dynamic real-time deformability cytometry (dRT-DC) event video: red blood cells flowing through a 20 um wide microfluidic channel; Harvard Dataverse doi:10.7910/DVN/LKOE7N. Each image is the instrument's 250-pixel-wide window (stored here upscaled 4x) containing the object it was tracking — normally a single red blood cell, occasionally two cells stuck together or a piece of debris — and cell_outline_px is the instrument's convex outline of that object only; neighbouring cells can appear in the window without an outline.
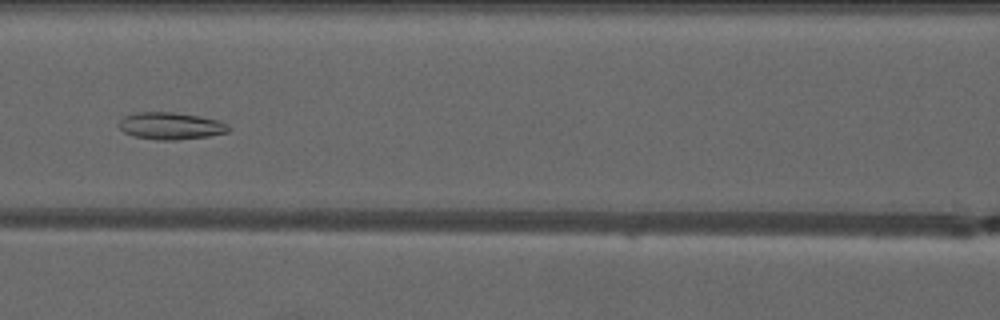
{"species": "common noctule bat (a hibernating species)", "species_latin": "Nyctalus noctula", "temperature_condition": "warm", "stored_images_in_passage": 7, "camera_frame_rate_fps": 3000, "um_per_image_px": 0.085, "animal": {"sex": "male", "forearm_length_mm": 52.5}, "frame": {"image": 1, "passage_image": 7, "time_ms": 7.0, "image_size_px": [1000, 320], "cell_outline_px": [[232, 128], [228, 132], [208, 136], [176, 140], [156, 140], [132, 136], [124, 132], [120, 128], [120, 120], [124, 116], [136, 112], [172, 112], [200, 116], [220, 120], [228, 124]], "centroid_in_image_um": [14.54, 10.7], "position_along_channel_um": 152.1, "area_um2": 17.46}}